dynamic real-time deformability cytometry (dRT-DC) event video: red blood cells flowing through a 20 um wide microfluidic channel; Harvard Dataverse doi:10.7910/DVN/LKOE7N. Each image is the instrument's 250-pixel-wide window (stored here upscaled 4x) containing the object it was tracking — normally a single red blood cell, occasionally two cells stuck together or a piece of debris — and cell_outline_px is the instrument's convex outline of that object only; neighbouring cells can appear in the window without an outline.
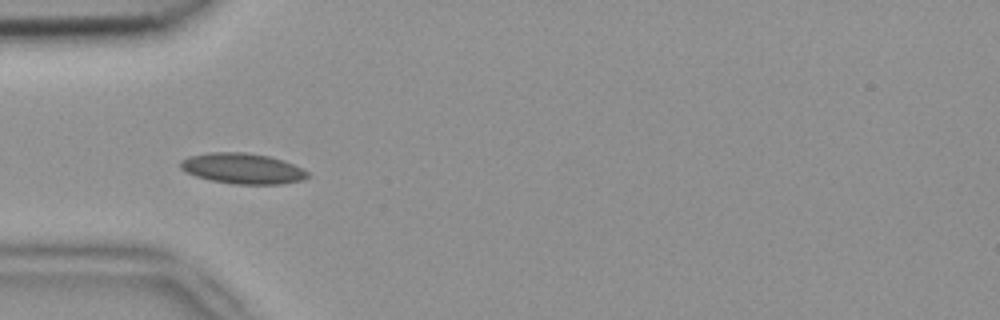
{"species": "common noctule bat (a hibernating species)", "species_latin": "Nyctalus noctula", "temperature_condition": "room temperature", "stored_images_in_passage": 37, "camera_frame_rate_fps": 3000, "um_per_image_px": 0.085, "animal": {"sex": "female", "body_mass_g": 18.4}, "frame": {"image": 1, "passage_image": 1, "time_ms": 0.0, "image_size_px": [1000, 320], "cell_outline_px": [[308, 176], [304, 180], [280, 184], [236, 184], [212, 180], [196, 176], [184, 172], [180, 168], [180, 160], [188, 156], [208, 152], [244, 152], [268, 156], [284, 160], [304, 168], [308, 172]], "centroid_in_image_um": [20.61, 14.31], "position_along_channel_um": 64.4, "area_um2": 22.83}}
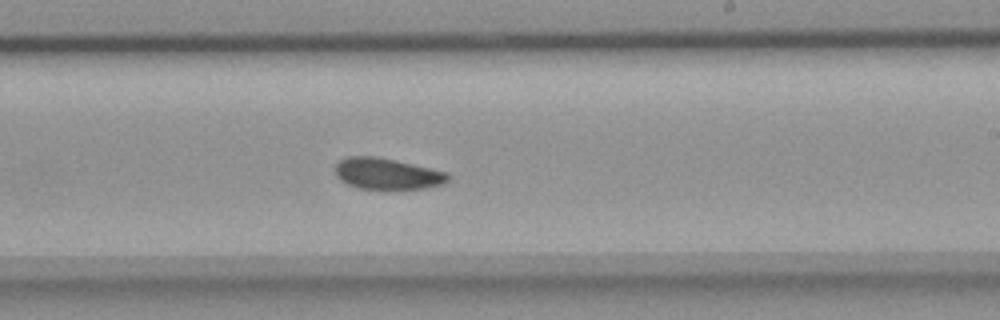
{"frame": {"image": 2, "passage_image": 16, "time_ms": 5.0, "image_size_px": [1000, 320], "cell_outline_px": [[452, 176], [444, 184], [424, 188], [356, 188], [340, 180], [336, 176], [336, 164], [340, 160], [348, 156], [376, 156], [396, 160], [448, 172]], "centroid_in_image_um": [32.93, 14.75], "position_along_channel_um": 256.1, "area_um2": 20.46}}
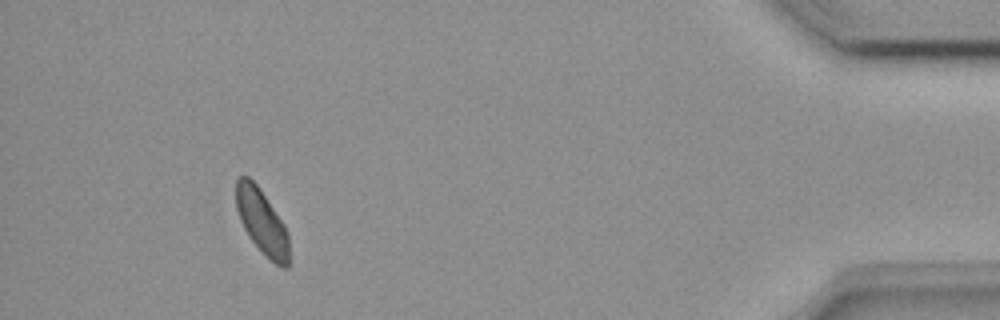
{"frame": {"image": 3, "passage_image": 33, "time_ms": 10.667, "image_size_px": [1000, 320], "cell_outline_px": [[288, 268], [284, 268], [276, 264], [252, 240], [244, 228], [240, 220], [236, 208], [236, 180], [240, 176], [248, 176], [256, 184], [284, 224], [288, 232]], "centroid_in_image_um": [22.25, 18.81], "position_along_channel_um": 413.0, "area_um2": 19.42}, "authors_computed_cell_mechanics": {"area_um2": 20.7502, "velocity_mm_per_s": 3.8745, "shape_relaxation_time_tau1_ms": 3.5995, "shape_relaxation_time_tau2_ms": null, "deformation_change_tau1": 0.0684, "deformation_change_tau2": null}}